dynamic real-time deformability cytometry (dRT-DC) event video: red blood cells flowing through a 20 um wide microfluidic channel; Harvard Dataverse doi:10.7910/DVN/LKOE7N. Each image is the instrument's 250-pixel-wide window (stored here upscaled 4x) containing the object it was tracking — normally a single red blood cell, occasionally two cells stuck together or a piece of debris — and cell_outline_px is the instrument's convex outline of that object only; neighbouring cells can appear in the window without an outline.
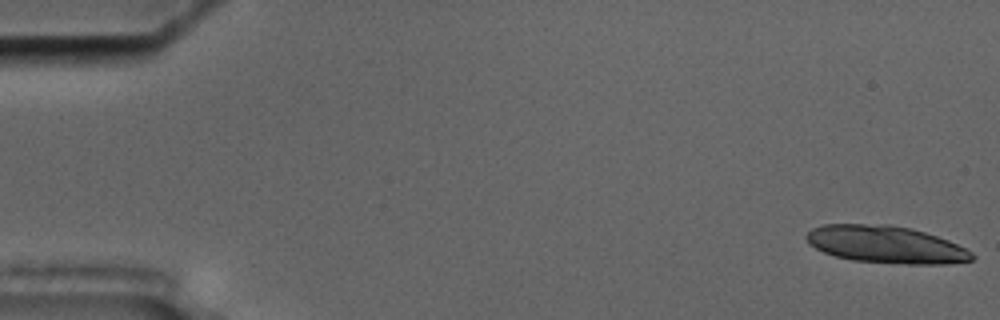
{"species": "common noctule bat (a hibernating species)", "species_latin": "Nyctalus noctula", "temperature_condition": "cold", "stored_images_in_passage": 18, "camera_frame_rate_fps": 3000, "um_per_image_px": 0.085, "animal": {"sex": "male", "body_mass_g": 17.5, "forearm_length_mm": 52.3}, "frame": {"image": 1, "passage_image": 1, "time_ms": 0.0, "image_size_px": [1000, 320], "cell_outline_px": [[976, 256], [972, 260], [948, 264], [908, 264], [852, 260], [836, 256], [824, 252], [808, 244], [804, 236], [812, 228], [824, 224], [888, 224], [912, 228], [948, 240], [972, 252]], "centroid_in_image_um": [75.29, 20.78], "position_along_channel_um": 9.7, "area_um2": 36.01}}